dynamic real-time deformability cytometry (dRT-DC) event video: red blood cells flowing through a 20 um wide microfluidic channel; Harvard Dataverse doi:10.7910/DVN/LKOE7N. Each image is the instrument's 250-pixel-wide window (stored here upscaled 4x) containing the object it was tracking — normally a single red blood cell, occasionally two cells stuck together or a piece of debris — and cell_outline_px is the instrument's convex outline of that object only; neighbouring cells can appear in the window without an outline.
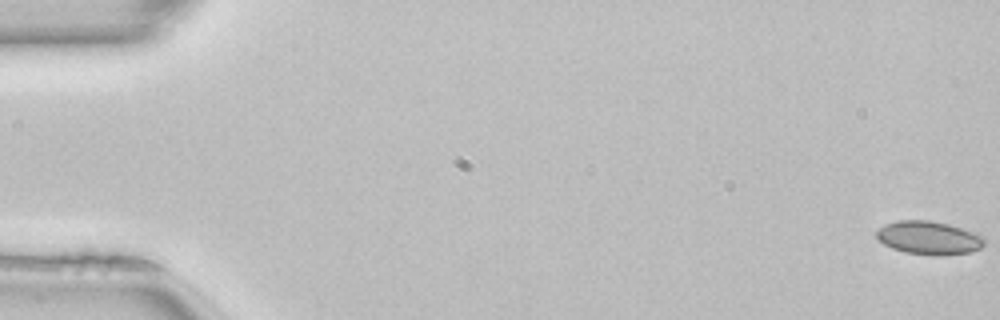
{"species": "common noctule bat (a hibernating species)", "species_latin": "Nyctalus noctula", "temperature_condition": "room temperature", "stored_images_in_passage": 51, "camera_frame_rate_fps": 3000, "um_per_image_px": 0.085, "animal": {"sex": "female", "body_mass_g": 22.7, "forearm_length_mm": 54.2}, "frame": {"image": 1, "passage_image": 1, "time_ms": 0.0, "image_size_px": [1000, 320], "cell_outline_px": [[984, 244], [980, 248], [972, 252], [936, 256], [932, 256], [904, 252], [892, 248], [884, 244], [876, 236], [876, 228], [884, 224], [896, 220], [928, 220], [948, 224], [984, 236]], "centroid_in_image_um": [78.91, 20.22], "position_along_channel_um": 6.1, "area_um2": 21.1}}
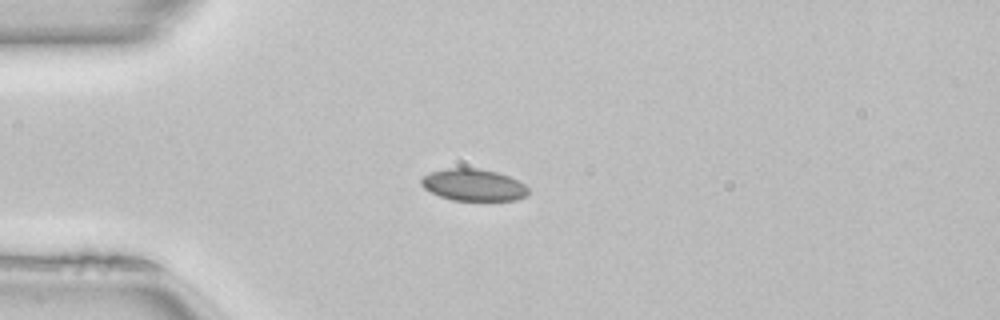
{"frame": {"image": 2, "passage_image": 14, "time_ms": 4.333, "image_size_px": [1000, 320], "cell_outline_px": [[528, 192], [524, 196], [516, 200], [452, 200], [440, 196], [424, 188], [420, 184], [420, 180], [424, 176], [432, 172], [444, 168], [476, 168], [496, 172], [508, 176], [524, 184], [528, 188]], "centroid_in_image_um": [40.22, 15.72], "position_along_channel_um": 44.8, "area_um2": 19.65}}
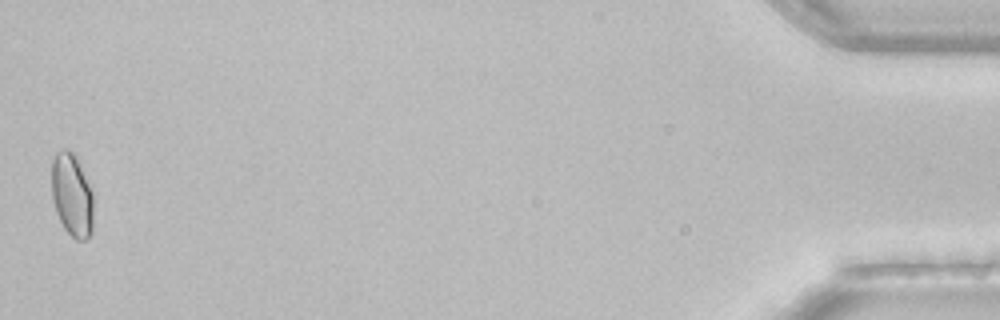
{"frame": {"image": 3, "passage_image": 51, "time_ms": 16.667, "image_size_px": [1000, 320], "cell_outline_px": [[92, 232], [88, 240], [76, 240], [64, 228], [56, 212], [52, 200], [52, 160], [56, 152], [64, 148], [68, 148], [76, 156], [92, 192]], "centroid_in_image_um": [6.1, 16.58], "position_along_channel_um": 429.1, "area_um2": 20.23}, "authors_computed_cell_mechanics": {"area_um2": 19.8832, "velocity_mm_per_s": 4.0684, "shape_relaxation_time_tau1_ms": null, "shape_relaxation_time_tau2_ms": 0.3217, "deformation_change_tau1": null, "deformation_change_tau2": 0.0291}}